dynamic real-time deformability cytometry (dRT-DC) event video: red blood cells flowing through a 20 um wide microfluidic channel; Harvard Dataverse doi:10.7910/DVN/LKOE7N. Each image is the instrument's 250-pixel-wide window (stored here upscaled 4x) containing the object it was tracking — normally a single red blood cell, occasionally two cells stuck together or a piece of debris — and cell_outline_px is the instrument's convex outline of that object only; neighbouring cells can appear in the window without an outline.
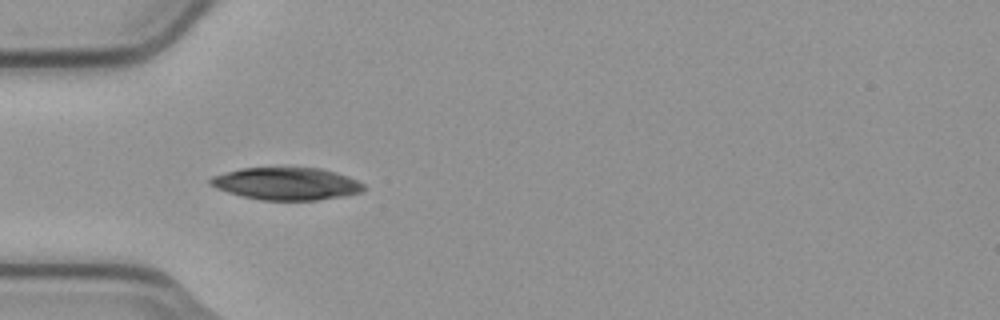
{"species": "common noctule bat (a hibernating species)", "species_latin": "Nyctalus noctula", "temperature_condition": "cold", "stored_images_in_passage": 41, "camera_frame_rate_fps": 3000, "um_per_image_px": 0.085, "animal": {"sex": "male", "body_mass_g": 23.1, "forearm_length_mm": 52.7}, "frame": {"image": 1, "passage_image": 3, "time_ms": 0.667, "image_size_px": [1000, 320], "cell_outline_px": [[364, 188], [360, 192], [344, 196], [320, 200], [260, 200], [228, 192], [216, 188], [208, 184], [208, 180], [212, 176], [240, 168], [320, 168], [336, 172], [348, 176], [364, 184]], "centroid_in_image_um": [24.34, 15.61], "position_along_channel_um": 60.7, "area_um2": 28.9}}
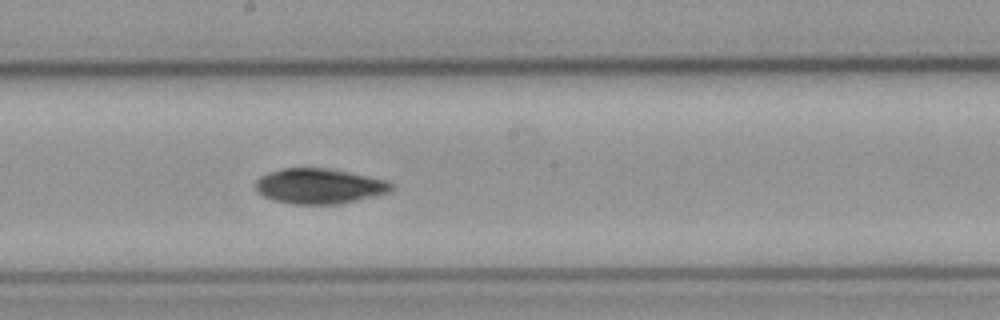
{"frame": {"image": 2, "passage_image": 16, "time_ms": 5.0, "image_size_px": [1000, 320], "cell_outline_px": [[396, 188], [392, 192], [340, 204], [292, 204], [272, 200], [256, 192], [256, 180], [260, 176], [268, 172], [284, 168], [332, 168], [388, 180]], "centroid_in_image_um": [27.18, 15.82], "position_along_channel_um": 221.0, "area_um2": 28.32}}
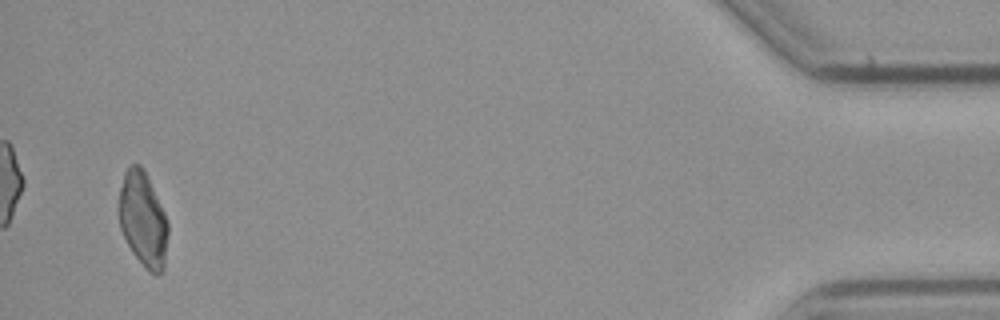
{"frame": {"image": 3, "passage_image": 39, "time_ms": 12.667, "image_size_px": [1000, 320], "cell_outline_px": [[168, 232], [164, 268], [160, 276], [156, 276], [148, 272], [132, 252], [120, 228], [120, 188], [124, 172], [128, 164], [140, 164], [144, 168], [164, 212], [168, 224]], "centroid_in_image_um": [12.17, 18.67], "position_along_channel_um": 423.0, "area_um2": 27.17}, "authors_computed_cell_mechanics": {"area_um2": 27.9174, "velocity_mm_per_s": 3.7446, "shape_relaxation_time_tau1_ms": 10.6461, "shape_relaxation_time_tau2_ms": 2.814, "deformation_change_tau1": 0.2766, "deformation_change_tau2": 0.0461}}